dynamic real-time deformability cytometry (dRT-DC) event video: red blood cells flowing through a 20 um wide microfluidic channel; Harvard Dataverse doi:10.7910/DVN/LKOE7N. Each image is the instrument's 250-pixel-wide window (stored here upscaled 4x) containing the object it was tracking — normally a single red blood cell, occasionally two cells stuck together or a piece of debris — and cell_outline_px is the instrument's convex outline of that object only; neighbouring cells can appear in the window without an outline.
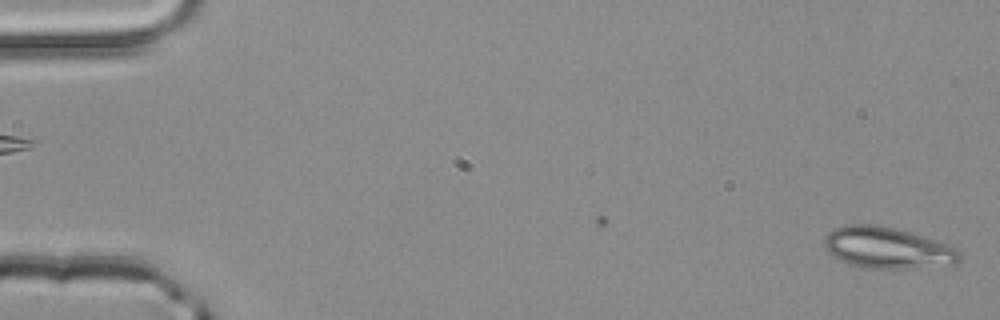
{"species": "common noctule bat (a hibernating species)", "species_latin": "Nyctalus noctula", "temperature_condition": "room temperature", "stored_images_in_passage": 3, "camera_frame_rate_fps": 3000, "um_per_image_px": 0.085, "animal": {"sex": "male", "body_mass_g": 20.4}, "frame": {"image": 1, "passage_image": 3, "time_ms": 0.667, "image_size_px": [1000, 320], "cell_outline_px": [[960, 260], [952, 264], [904, 268], [868, 268], [852, 264], [840, 260], [832, 256], [828, 252], [824, 244], [824, 236], [828, 232], [836, 228], [848, 224], [876, 224], [896, 228], [936, 240], [948, 244], [956, 248], [960, 252]], "centroid_in_image_um": [75.4, 21.04], "position_along_channel_um": 9.6, "area_um2": 32.31}}